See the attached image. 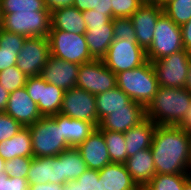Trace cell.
<instances>
[{
  "label": "cell",
  "instance_id": "obj_49",
  "mask_svg": "<svg viewBox=\"0 0 191 190\" xmlns=\"http://www.w3.org/2000/svg\"><path fill=\"white\" fill-rule=\"evenodd\" d=\"M5 173V160L0 156V174Z\"/></svg>",
  "mask_w": 191,
  "mask_h": 190
},
{
  "label": "cell",
  "instance_id": "obj_48",
  "mask_svg": "<svg viewBox=\"0 0 191 190\" xmlns=\"http://www.w3.org/2000/svg\"><path fill=\"white\" fill-rule=\"evenodd\" d=\"M185 88L191 92V58H190V62H189V70H188V75H187V79H186V85Z\"/></svg>",
  "mask_w": 191,
  "mask_h": 190
},
{
  "label": "cell",
  "instance_id": "obj_16",
  "mask_svg": "<svg viewBox=\"0 0 191 190\" xmlns=\"http://www.w3.org/2000/svg\"><path fill=\"white\" fill-rule=\"evenodd\" d=\"M5 113L23 127L34 124L42 117L37 104L29 97L25 87L10 93Z\"/></svg>",
  "mask_w": 191,
  "mask_h": 190
},
{
  "label": "cell",
  "instance_id": "obj_18",
  "mask_svg": "<svg viewBox=\"0 0 191 190\" xmlns=\"http://www.w3.org/2000/svg\"><path fill=\"white\" fill-rule=\"evenodd\" d=\"M29 185L62 184V163L60 154L54 157H33L27 175Z\"/></svg>",
  "mask_w": 191,
  "mask_h": 190
},
{
  "label": "cell",
  "instance_id": "obj_43",
  "mask_svg": "<svg viewBox=\"0 0 191 190\" xmlns=\"http://www.w3.org/2000/svg\"><path fill=\"white\" fill-rule=\"evenodd\" d=\"M94 10L112 18V0H96Z\"/></svg>",
  "mask_w": 191,
  "mask_h": 190
},
{
  "label": "cell",
  "instance_id": "obj_24",
  "mask_svg": "<svg viewBox=\"0 0 191 190\" xmlns=\"http://www.w3.org/2000/svg\"><path fill=\"white\" fill-rule=\"evenodd\" d=\"M156 128L157 125L153 121L145 118L138 125L124 132L127 157L138 153L140 150L150 148Z\"/></svg>",
  "mask_w": 191,
  "mask_h": 190
},
{
  "label": "cell",
  "instance_id": "obj_12",
  "mask_svg": "<svg viewBox=\"0 0 191 190\" xmlns=\"http://www.w3.org/2000/svg\"><path fill=\"white\" fill-rule=\"evenodd\" d=\"M50 55L47 37H28L18 54L16 66L27 77L39 76Z\"/></svg>",
  "mask_w": 191,
  "mask_h": 190
},
{
  "label": "cell",
  "instance_id": "obj_8",
  "mask_svg": "<svg viewBox=\"0 0 191 190\" xmlns=\"http://www.w3.org/2000/svg\"><path fill=\"white\" fill-rule=\"evenodd\" d=\"M102 60L115 74L137 68L148 61L146 50L137 41L121 39L113 40Z\"/></svg>",
  "mask_w": 191,
  "mask_h": 190
},
{
  "label": "cell",
  "instance_id": "obj_4",
  "mask_svg": "<svg viewBox=\"0 0 191 190\" xmlns=\"http://www.w3.org/2000/svg\"><path fill=\"white\" fill-rule=\"evenodd\" d=\"M116 79L117 87L145 108L159 87L155 69L149 60L137 68L117 73Z\"/></svg>",
  "mask_w": 191,
  "mask_h": 190
},
{
  "label": "cell",
  "instance_id": "obj_52",
  "mask_svg": "<svg viewBox=\"0 0 191 190\" xmlns=\"http://www.w3.org/2000/svg\"><path fill=\"white\" fill-rule=\"evenodd\" d=\"M143 1H144V2H145V1H157V2H158V0H143Z\"/></svg>",
  "mask_w": 191,
  "mask_h": 190
},
{
  "label": "cell",
  "instance_id": "obj_41",
  "mask_svg": "<svg viewBox=\"0 0 191 190\" xmlns=\"http://www.w3.org/2000/svg\"><path fill=\"white\" fill-rule=\"evenodd\" d=\"M182 43L184 49L191 53V19L181 26Z\"/></svg>",
  "mask_w": 191,
  "mask_h": 190
},
{
  "label": "cell",
  "instance_id": "obj_36",
  "mask_svg": "<svg viewBox=\"0 0 191 190\" xmlns=\"http://www.w3.org/2000/svg\"><path fill=\"white\" fill-rule=\"evenodd\" d=\"M32 158L15 157L12 160L5 161V173L15 178H26L31 165Z\"/></svg>",
  "mask_w": 191,
  "mask_h": 190
},
{
  "label": "cell",
  "instance_id": "obj_14",
  "mask_svg": "<svg viewBox=\"0 0 191 190\" xmlns=\"http://www.w3.org/2000/svg\"><path fill=\"white\" fill-rule=\"evenodd\" d=\"M162 13L161 3L145 1L130 17L135 29L136 41L145 50L152 44L155 26Z\"/></svg>",
  "mask_w": 191,
  "mask_h": 190
},
{
  "label": "cell",
  "instance_id": "obj_47",
  "mask_svg": "<svg viewBox=\"0 0 191 190\" xmlns=\"http://www.w3.org/2000/svg\"><path fill=\"white\" fill-rule=\"evenodd\" d=\"M10 93L0 85V112H5Z\"/></svg>",
  "mask_w": 191,
  "mask_h": 190
},
{
  "label": "cell",
  "instance_id": "obj_10",
  "mask_svg": "<svg viewBox=\"0 0 191 190\" xmlns=\"http://www.w3.org/2000/svg\"><path fill=\"white\" fill-rule=\"evenodd\" d=\"M25 88L29 97L37 104L42 117H50L60 112L65 91L47 83L40 75L28 77Z\"/></svg>",
  "mask_w": 191,
  "mask_h": 190
},
{
  "label": "cell",
  "instance_id": "obj_5",
  "mask_svg": "<svg viewBox=\"0 0 191 190\" xmlns=\"http://www.w3.org/2000/svg\"><path fill=\"white\" fill-rule=\"evenodd\" d=\"M27 127L31 134L33 157H54L69 149L61 126L51 116L41 117Z\"/></svg>",
  "mask_w": 191,
  "mask_h": 190
},
{
  "label": "cell",
  "instance_id": "obj_40",
  "mask_svg": "<svg viewBox=\"0 0 191 190\" xmlns=\"http://www.w3.org/2000/svg\"><path fill=\"white\" fill-rule=\"evenodd\" d=\"M83 19L85 20L86 29L92 27L105 26L112 18L106 14H102L95 10L82 11Z\"/></svg>",
  "mask_w": 191,
  "mask_h": 190
},
{
  "label": "cell",
  "instance_id": "obj_34",
  "mask_svg": "<svg viewBox=\"0 0 191 190\" xmlns=\"http://www.w3.org/2000/svg\"><path fill=\"white\" fill-rule=\"evenodd\" d=\"M27 76L17 66H11L0 72V85L9 93L25 87Z\"/></svg>",
  "mask_w": 191,
  "mask_h": 190
},
{
  "label": "cell",
  "instance_id": "obj_6",
  "mask_svg": "<svg viewBox=\"0 0 191 190\" xmlns=\"http://www.w3.org/2000/svg\"><path fill=\"white\" fill-rule=\"evenodd\" d=\"M50 54L64 61L84 64L93 61L84 34L50 30L48 34Z\"/></svg>",
  "mask_w": 191,
  "mask_h": 190
},
{
  "label": "cell",
  "instance_id": "obj_15",
  "mask_svg": "<svg viewBox=\"0 0 191 190\" xmlns=\"http://www.w3.org/2000/svg\"><path fill=\"white\" fill-rule=\"evenodd\" d=\"M79 64L64 61L52 55L48 58L40 76L49 84L67 91L76 87Z\"/></svg>",
  "mask_w": 191,
  "mask_h": 190
},
{
  "label": "cell",
  "instance_id": "obj_32",
  "mask_svg": "<svg viewBox=\"0 0 191 190\" xmlns=\"http://www.w3.org/2000/svg\"><path fill=\"white\" fill-rule=\"evenodd\" d=\"M163 12L178 26L191 19V0H164Z\"/></svg>",
  "mask_w": 191,
  "mask_h": 190
},
{
  "label": "cell",
  "instance_id": "obj_3",
  "mask_svg": "<svg viewBox=\"0 0 191 190\" xmlns=\"http://www.w3.org/2000/svg\"><path fill=\"white\" fill-rule=\"evenodd\" d=\"M191 104V92L186 88L159 86L153 100L145 108L146 118L156 125L177 126Z\"/></svg>",
  "mask_w": 191,
  "mask_h": 190
},
{
  "label": "cell",
  "instance_id": "obj_33",
  "mask_svg": "<svg viewBox=\"0 0 191 190\" xmlns=\"http://www.w3.org/2000/svg\"><path fill=\"white\" fill-rule=\"evenodd\" d=\"M63 190H101L98 170L87 169L79 178L63 184Z\"/></svg>",
  "mask_w": 191,
  "mask_h": 190
},
{
  "label": "cell",
  "instance_id": "obj_9",
  "mask_svg": "<svg viewBox=\"0 0 191 190\" xmlns=\"http://www.w3.org/2000/svg\"><path fill=\"white\" fill-rule=\"evenodd\" d=\"M191 53L185 49L152 62L158 85L185 88Z\"/></svg>",
  "mask_w": 191,
  "mask_h": 190
},
{
  "label": "cell",
  "instance_id": "obj_46",
  "mask_svg": "<svg viewBox=\"0 0 191 190\" xmlns=\"http://www.w3.org/2000/svg\"><path fill=\"white\" fill-rule=\"evenodd\" d=\"M177 126H179L187 134L191 135V104H190L189 109L186 112L183 120Z\"/></svg>",
  "mask_w": 191,
  "mask_h": 190
},
{
  "label": "cell",
  "instance_id": "obj_45",
  "mask_svg": "<svg viewBox=\"0 0 191 190\" xmlns=\"http://www.w3.org/2000/svg\"><path fill=\"white\" fill-rule=\"evenodd\" d=\"M29 190H63V185L57 183L33 184L30 185Z\"/></svg>",
  "mask_w": 191,
  "mask_h": 190
},
{
  "label": "cell",
  "instance_id": "obj_50",
  "mask_svg": "<svg viewBox=\"0 0 191 190\" xmlns=\"http://www.w3.org/2000/svg\"><path fill=\"white\" fill-rule=\"evenodd\" d=\"M183 190H191V177L185 182Z\"/></svg>",
  "mask_w": 191,
  "mask_h": 190
},
{
  "label": "cell",
  "instance_id": "obj_2",
  "mask_svg": "<svg viewBox=\"0 0 191 190\" xmlns=\"http://www.w3.org/2000/svg\"><path fill=\"white\" fill-rule=\"evenodd\" d=\"M0 28L28 37H48L50 12L44 0H0Z\"/></svg>",
  "mask_w": 191,
  "mask_h": 190
},
{
  "label": "cell",
  "instance_id": "obj_23",
  "mask_svg": "<svg viewBox=\"0 0 191 190\" xmlns=\"http://www.w3.org/2000/svg\"><path fill=\"white\" fill-rule=\"evenodd\" d=\"M98 172L101 190H140L124 164L110 163Z\"/></svg>",
  "mask_w": 191,
  "mask_h": 190
},
{
  "label": "cell",
  "instance_id": "obj_30",
  "mask_svg": "<svg viewBox=\"0 0 191 190\" xmlns=\"http://www.w3.org/2000/svg\"><path fill=\"white\" fill-rule=\"evenodd\" d=\"M100 131L103 133L111 163L124 164L128 158L124 133L110 130Z\"/></svg>",
  "mask_w": 191,
  "mask_h": 190
},
{
  "label": "cell",
  "instance_id": "obj_22",
  "mask_svg": "<svg viewBox=\"0 0 191 190\" xmlns=\"http://www.w3.org/2000/svg\"><path fill=\"white\" fill-rule=\"evenodd\" d=\"M146 118L145 109H118L104 117L99 125V130L126 132L138 125Z\"/></svg>",
  "mask_w": 191,
  "mask_h": 190
},
{
  "label": "cell",
  "instance_id": "obj_20",
  "mask_svg": "<svg viewBox=\"0 0 191 190\" xmlns=\"http://www.w3.org/2000/svg\"><path fill=\"white\" fill-rule=\"evenodd\" d=\"M61 126L62 136L69 148H77L97 127L89 121L78 120L60 113L51 116Z\"/></svg>",
  "mask_w": 191,
  "mask_h": 190
},
{
  "label": "cell",
  "instance_id": "obj_28",
  "mask_svg": "<svg viewBox=\"0 0 191 190\" xmlns=\"http://www.w3.org/2000/svg\"><path fill=\"white\" fill-rule=\"evenodd\" d=\"M26 36L0 28V72L17 63L18 54Z\"/></svg>",
  "mask_w": 191,
  "mask_h": 190
},
{
  "label": "cell",
  "instance_id": "obj_17",
  "mask_svg": "<svg viewBox=\"0 0 191 190\" xmlns=\"http://www.w3.org/2000/svg\"><path fill=\"white\" fill-rule=\"evenodd\" d=\"M88 169L101 170L111 163L103 133L97 128L78 147Z\"/></svg>",
  "mask_w": 191,
  "mask_h": 190
},
{
  "label": "cell",
  "instance_id": "obj_29",
  "mask_svg": "<svg viewBox=\"0 0 191 190\" xmlns=\"http://www.w3.org/2000/svg\"><path fill=\"white\" fill-rule=\"evenodd\" d=\"M60 163H62V185L76 180L88 169L77 148H69L60 153Z\"/></svg>",
  "mask_w": 191,
  "mask_h": 190
},
{
  "label": "cell",
  "instance_id": "obj_38",
  "mask_svg": "<svg viewBox=\"0 0 191 190\" xmlns=\"http://www.w3.org/2000/svg\"><path fill=\"white\" fill-rule=\"evenodd\" d=\"M23 126L5 112H0V142L12 138Z\"/></svg>",
  "mask_w": 191,
  "mask_h": 190
},
{
  "label": "cell",
  "instance_id": "obj_37",
  "mask_svg": "<svg viewBox=\"0 0 191 190\" xmlns=\"http://www.w3.org/2000/svg\"><path fill=\"white\" fill-rule=\"evenodd\" d=\"M114 39L136 41L134 25L130 18H113Z\"/></svg>",
  "mask_w": 191,
  "mask_h": 190
},
{
  "label": "cell",
  "instance_id": "obj_19",
  "mask_svg": "<svg viewBox=\"0 0 191 190\" xmlns=\"http://www.w3.org/2000/svg\"><path fill=\"white\" fill-rule=\"evenodd\" d=\"M118 109H145V107L125 94L117 86L106 92L96 95V110L98 113V121Z\"/></svg>",
  "mask_w": 191,
  "mask_h": 190
},
{
  "label": "cell",
  "instance_id": "obj_39",
  "mask_svg": "<svg viewBox=\"0 0 191 190\" xmlns=\"http://www.w3.org/2000/svg\"><path fill=\"white\" fill-rule=\"evenodd\" d=\"M30 185L26 178H15L6 173L0 174V190H29Z\"/></svg>",
  "mask_w": 191,
  "mask_h": 190
},
{
  "label": "cell",
  "instance_id": "obj_35",
  "mask_svg": "<svg viewBox=\"0 0 191 190\" xmlns=\"http://www.w3.org/2000/svg\"><path fill=\"white\" fill-rule=\"evenodd\" d=\"M143 3V0H112V19L130 18Z\"/></svg>",
  "mask_w": 191,
  "mask_h": 190
},
{
  "label": "cell",
  "instance_id": "obj_11",
  "mask_svg": "<svg viewBox=\"0 0 191 190\" xmlns=\"http://www.w3.org/2000/svg\"><path fill=\"white\" fill-rule=\"evenodd\" d=\"M116 86V74L105 66L103 60H93L79 66L76 87L97 95Z\"/></svg>",
  "mask_w": 191,
  "mask_h": 190
},
{
  "label": "cell",
  "instance_id": "obj_25",
  "mask_svg": "<svg viewBox=\"0 0 191 190\" xmlns=\"http://www.w3.org/2000/svg\"><path fill=\"white\" fill-rule=\"evenodd\" d=\"M50 30H62L68 33L85 34L86 25L82 11L76 7H62L50 13Z\"/></svg>",
  "mask_w": 191,
  "mask_h": 190
},
{
  "label": "cell",
  "instance_id": "obj_51",
  "mask_svg": "<svg viewBox=\"0 0 191 190\" xmlns=\"http://www.w3.org/2000/svg\"><path fill=\"white\" fill-rule=\"evenodd\" d=\"M190 169H191V138H190Z\"/></svg>",
  "mask_w": 191,
  "mask_h": 190
},
{
  "label": "cell",
  "instance_id": "obj_21",
  "mask_svg": "<svg viewBox=\"0 0 191 190\" xmlns=\"http://www.w3.org/2000/svg\"><path fill=\"white\" fill-rule=\"evenodd\" d=\"M124 165L140 189L156 175L150 148L140 150L138 153L128 157Z\"/></svg>",
  "mask_w": 191,
  "mask_h": 190
},
{
  "label": "cell",
  "instance_id": "obj_13",
  "mask_svg": "<svg viewBox=\"0 0 191 190\" xmlns=\"http://www.w3.org/2000/svg\"><path fill=\"white\" fill-rule=\"evenodd\" d=\"M59 113L70 118L92 122L96 127L100 123L96 110V95L78 87L65 91Z\"/></svg>",
  "mask_w": 191,
  "mask_h": 190
},
{
  "label": "cell",
  "instance_id": "obj_44",
  "mask_svg": "<svg viewBox=\"0 0 191 190\" xmlns=\"http://www.w3.org/2000/svg\"><path fill=\"white\" fill-rule=\"evenodd\" d=\"M73 6L79 11L94 10L96 7V0H74Z\"/></svg>",
  "mask_w": 191,
  "mask_h": 190
},
{
  "label": "cell",
  "instance_id": "obj_26",
  "mask_svg": "<svg viewBox=\"0 0 191 190\" xmlns=\"http://www.w3.org/2000/svg\"><path fill=\"white\" fill-rule=\"evenodd\" d=\"M84 36L91 57L94 60H102L114 40L112 20L105 26L87 29Z\"/></svg>",
  "mask_w": 191,
  "mask_h": 190
},
{
  "label": "cell",
  "instance_id": "obj_31",
  "mask_svg": "<svg viewBox=\"0 0 191 190\" xmlns=\"http://www.w3.org/2000/svg\"><path fill=\"white\" fill-rule=\"evenodd\" d=\"M191 174H156L141 190H183Z\"/></svg>",
  "mask_w": 191,
  "mask_h": 190
},
{
  "label": "cell",
  "instance_id": "obj_42",
  "mask_svg": "<svg viewBox=\"0 0 191 190\" xmlns=\"http://www.w3.org/2000/svg\"><path fill=\"white\" fill-rule=\"evenodd\" d=\"M47 10L51 13L52 11L62 8L73 6L74 0H44Z\"/></svg>",
  "mask_w": 191,
  "mask_h": 190
},
{
  "label": "cell",
  "instance_id": "obj_1",
  "mask_svg": "<svg viewBox=\"0 0 191 190\" xmlns=\"http://www.w3.org/2000/svg\"><path fill=\"white\" fill-rule=\"evenodd\" d=\"M190 138L179 126L157 125L150 147L156 174H191Z\"/></svg>",
  "mask_w": 191,
  "mask_h": 190
},
{
  "label": "cell",
  "instance_id": "obj_27",
  "mask_svg": "<svg viewBox=\"0 0 191 190\" xmlns=\"http://www.w3.org/2000/svg\"><path fill=\"white\" fill-rule=\"evenodd\" d=\"M0 156L5 161L15 157L33 158L31 134L28 127H23L12 138L0 142Z\"/></svg>",
  "mask_w": 191,
  "mask_h": 190
},
{
  "label": "cell",
  "instance_id": "obj_7",
  "mask_svg": "<svg viewBox=\"0 0 191 190\" xmlns=\"http://www.w3.org/2000/svg\"><path fill=\"white\" fill-rule=\"evenodd\" d=\"M183 49L181 26L163 12L157 20L152 44L146 50L147 59L154 62Z\"/></svg>",
  "mask_w": 191,
  "mask_h": 190
}]
</instances>
